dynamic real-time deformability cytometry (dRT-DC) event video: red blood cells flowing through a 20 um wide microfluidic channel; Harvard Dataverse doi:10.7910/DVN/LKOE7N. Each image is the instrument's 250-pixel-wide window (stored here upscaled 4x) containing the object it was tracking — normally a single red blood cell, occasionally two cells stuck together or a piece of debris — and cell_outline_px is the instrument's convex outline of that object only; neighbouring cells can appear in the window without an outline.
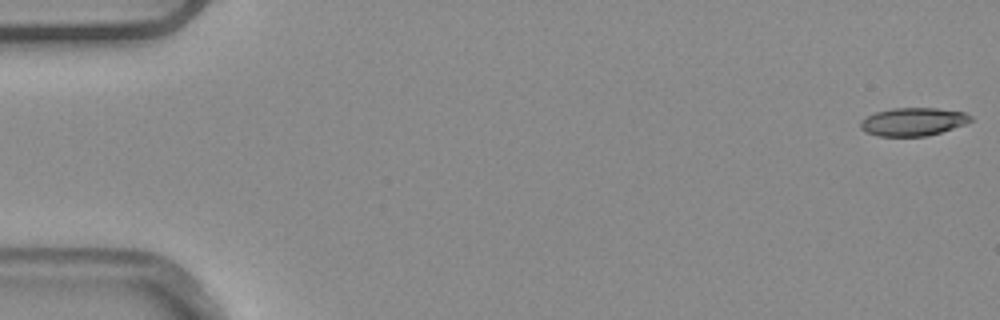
{"species": "common noctule bat (a hibernating species)", "species_latin": "Nyctalus noctula", "temperature_condition": "warm", "stored_images_in_passage": 3, "camera_frame_rate_fps": 3000, "um_per_image_px": 0.085, "animal": {"sex": "male", "body_mass_g": 20.4}, "frame": {"image": 1, "passage_image": 1, "time_ms": 0.0, "image_size_px": [1000, 320], "cell_outline_px": [[972, 120], [964, 124], [940, 132], [924, 136], [880, 136], [864, 132], [860, 128], [860, 120], [876, 112], [892, 108], [936, 108], [964, 112], [972, 116]], "centroid_in_image_um": [77.58, 10.34], "position_along_channel_um": 7.4, "area_um2": 17.92}}